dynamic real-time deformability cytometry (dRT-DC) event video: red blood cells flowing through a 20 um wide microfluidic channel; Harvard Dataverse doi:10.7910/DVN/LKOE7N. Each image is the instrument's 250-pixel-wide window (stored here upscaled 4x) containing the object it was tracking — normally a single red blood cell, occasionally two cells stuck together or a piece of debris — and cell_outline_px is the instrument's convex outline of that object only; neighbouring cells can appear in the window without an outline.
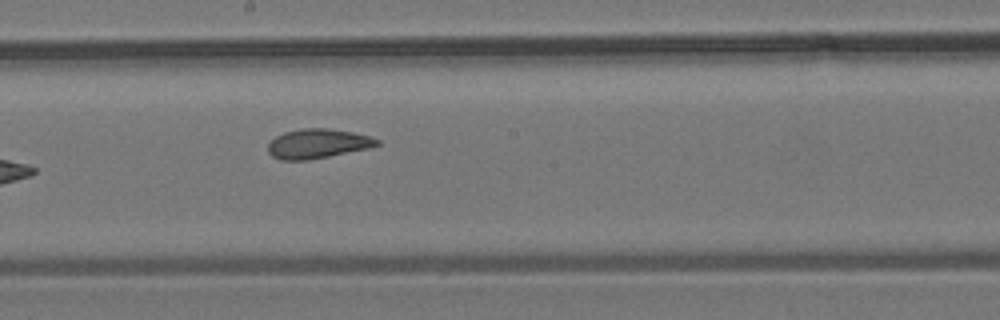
{"species": "common noctule bat (a hibernating species)", "species_latin": "Nyctalus noctula", "temperature_condition": "room temperature", "stored_images_in_passage": 8, "camera_frame_rate_fps": 3000, "um_per_image_px": 0.085, "animal": {"sex": "male", "body_mass_g": 19.2, "forearm_length_mm": 51.8}, "frame": {"image": 1, "passage_image": 8, "time_ms": 9.667, "image_size_px": [1000, 320], "cell_outline_px": [[380, 144], [368, 148], [308, 160], [280, 160], [272, 156], [268, 152], [268, 144], [276, 136], [284, 132], [300, 128], [328, 128], [352, 132], [372, 136], [380, 140]], "centroid_in_image_um": [27.0, 12.2], "position_along_channel_um": 221.2, "area_um2": 18.73}}